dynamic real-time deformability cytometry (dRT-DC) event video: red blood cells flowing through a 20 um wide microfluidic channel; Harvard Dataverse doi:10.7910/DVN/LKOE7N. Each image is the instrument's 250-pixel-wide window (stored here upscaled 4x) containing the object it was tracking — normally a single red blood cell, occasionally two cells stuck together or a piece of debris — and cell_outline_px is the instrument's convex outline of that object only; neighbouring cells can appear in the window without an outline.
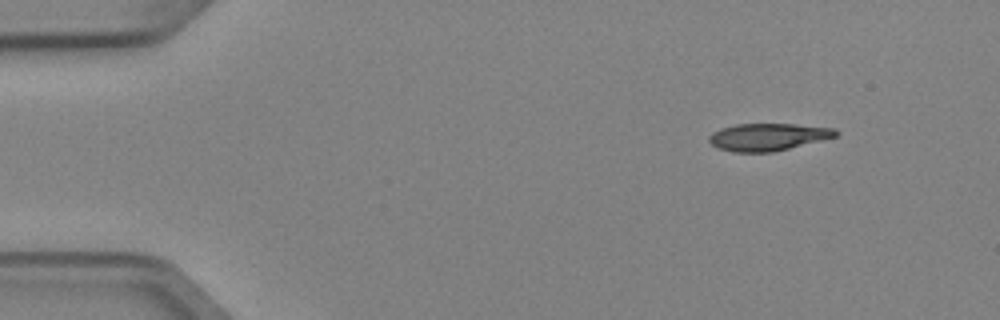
{"species": "Egyptian fruit bat (a non-hibernating species)", "species_latin": "Rousettus aegyptiacus", "temperature_condition": "cold", "stored_images_in_passage": 5, "camera_frame_rate_fps": 3000, "um_per_image_px": 0.085, "animal": {"sex": "female"}, "frame": {"image": 1, "passage_image": 1, "time_ms": 0.0, "image_size_px": [1000, 320], "cell_outline_px": [[840, 132], [836, 136], [772, 152], [732, 152], [716, 148], [708, 140], [708, 136], [712, 132], [720, 128], [736, 124], [796, 124], [836, 128]], "centroid_in_image_um": [65.23, 11.63], "position_along_channel_um": 19.8, "area_um2": 20.17}}
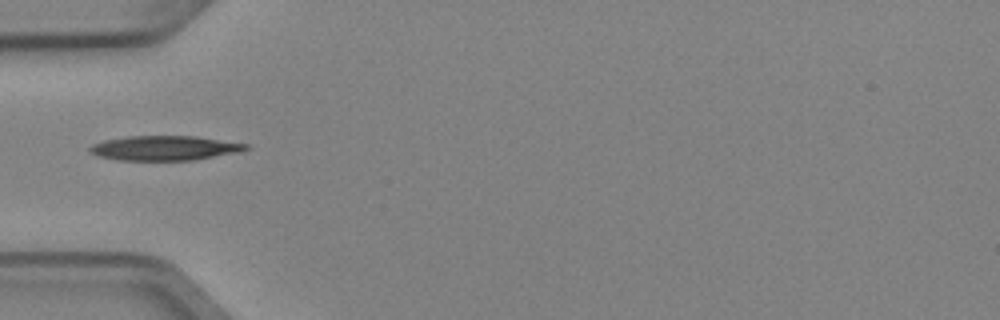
{"frame": {"image": 2, "passage_image": 4, "time_ms": 1.0, "image_size_px": [1000, 320], "cell_outline_px": [[252, 148], [240, 152], [196, 160], [116, 160], [96, 156], [88, 152], [88, 148], [92, 144], [104, 140], [128, 136], [196, 136], [248, 144]], "centroid_in_image_um": [13.99, 12.59], "position_along_channel_um": 71.0, "area_um2": 22.72}}
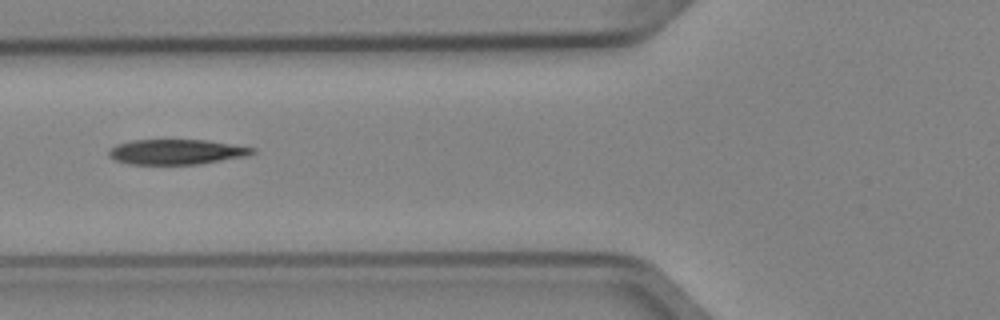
{"frame": {"image": 3, "passage_image": 5, "time_ms": 1.333, "image_size_px": [1000, 320], "cell_outline_px": [[256, 152], [248, 156], [200, 164], [128, 164], [116, 160], [108, 156], [108, 152], [116, 144], [132, 140], [204, 140], [256, 148]], "centroid_in_image_um": [15.01, 12.91], "position_along_channel_um": 110.8, "area_um2": 20.98}}